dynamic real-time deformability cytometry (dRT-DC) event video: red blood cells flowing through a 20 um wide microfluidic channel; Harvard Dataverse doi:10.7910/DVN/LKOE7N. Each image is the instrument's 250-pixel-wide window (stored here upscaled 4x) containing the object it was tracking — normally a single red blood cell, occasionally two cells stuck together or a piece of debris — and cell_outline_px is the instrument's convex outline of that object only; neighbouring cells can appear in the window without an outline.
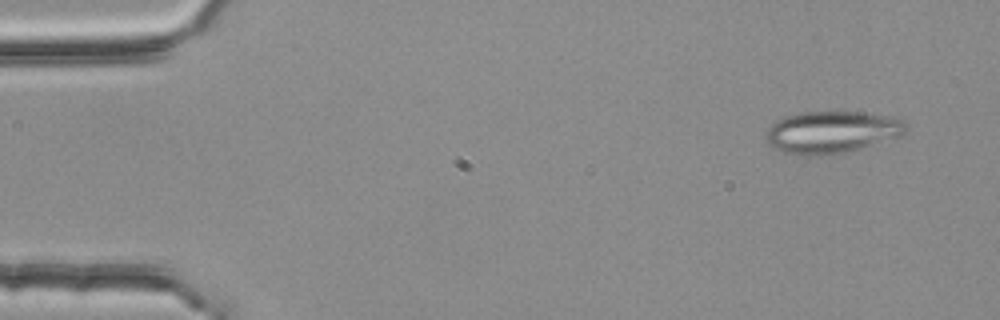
{"species": "common noctule bat (a hibernating species)", "species_latin": "Nyctalus noctula", "temperature_condition": "room temperature", "stored_images_in_passage": 3, "camera_frame_rate_fps": 3000, "um_per_image_px": 0.085, "animal": {"sex": "female", "body_mass_g": 25.1}, "frame": {"image": 1, "passage_image": 1, "time_ms": 0.0, "image_size_px": [1000, 320], "cell_outline_px": [[904, 132], [900, 136], [856, 148], [840, 152], [820, 156], [804, 156], [784, 152], [768, 144], [768, 128], [776, 120], [784, 116], [800, 112], [864, 112], [892, 116], [904, 120]], "centroid_in_image_um": [70.66, 11.21], "position_along_channel_um": 14.3, "area_um2": 33.76}}